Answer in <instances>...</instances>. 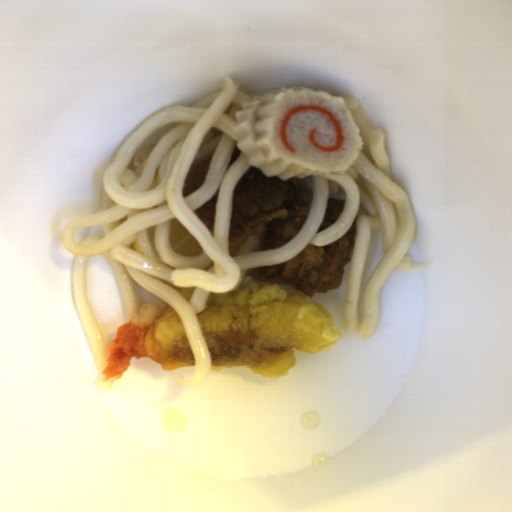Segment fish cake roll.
Returning a JSON list of instances; mask_svg holds the SVG:
<instances>
[{"mask_svg":"<svg viewBox=\"0 0 512 512\" xmlns=\"http://www.w3.org/2000/svg\"><path fill=\"white\" fill-rule=\"evenodd\" d=\"M235 118L237 148L250 167L283 182L342 174L364 145L342 98L302 85L256 95L242 103Z\"/></svg>","mask_w":512,"mask_h":512,"instance_id":"14b837c1","label":"fish cake roll"}]
</instances>
